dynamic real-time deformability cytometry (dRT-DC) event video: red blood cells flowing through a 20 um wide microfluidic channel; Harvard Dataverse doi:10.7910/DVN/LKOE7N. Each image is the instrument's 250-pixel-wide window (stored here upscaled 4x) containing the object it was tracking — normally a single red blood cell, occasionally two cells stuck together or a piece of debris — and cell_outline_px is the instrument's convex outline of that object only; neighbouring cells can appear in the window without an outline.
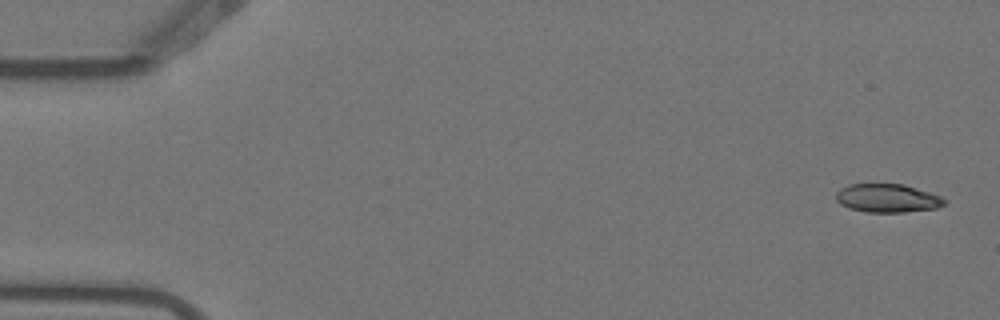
{"species": "Egyptian fruit bat (a non-hibernating species)", "species_latin": "Rousettus aegyptiacus", "temperature_condition": "warm", "stored_images_in_passage": 5, "camera_frame_rate_fps": 3000, "um_per_image_px": 0.085, "animal": {"sex": "female"}, "frame": {"image": 1, "passage_image": 1, "time_ms": 0.0, "image_size_px": [1000, 320], "cell_outline_px": [[948, 200], [944, 204], [936, 208], [904, 212], [864, 212], [848, 208], [840, 204], [836, 200], [836, 192], [840, 188], [848, 184], [904, 184], [940, 196]], "centroid_in_image_um": [75.4, 16.84], "position_along_channel_um": 9.6, "area_um2": 18.03}}
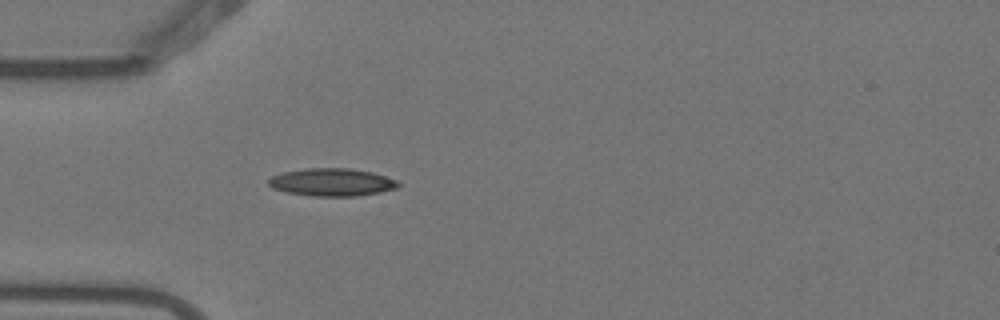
{"frame": {"image": 2, "passage_image": 5, "time_ms": 1.333, "image_size_px": [1000, 320], "cell_outline_px": [[400, 184], [396, 188], [380, 192], [356, 196], [312, 196], [288, 192], [272, 188], [268, 184], [268, 180], [272, 176], [284, 172], [304, 168], [352, 168], [372, 172], [396, 180]], "centroid_in_image_um": [28.2, 15.48], "position_along_channel_um": 56.8, "area_um2": 20.87}}